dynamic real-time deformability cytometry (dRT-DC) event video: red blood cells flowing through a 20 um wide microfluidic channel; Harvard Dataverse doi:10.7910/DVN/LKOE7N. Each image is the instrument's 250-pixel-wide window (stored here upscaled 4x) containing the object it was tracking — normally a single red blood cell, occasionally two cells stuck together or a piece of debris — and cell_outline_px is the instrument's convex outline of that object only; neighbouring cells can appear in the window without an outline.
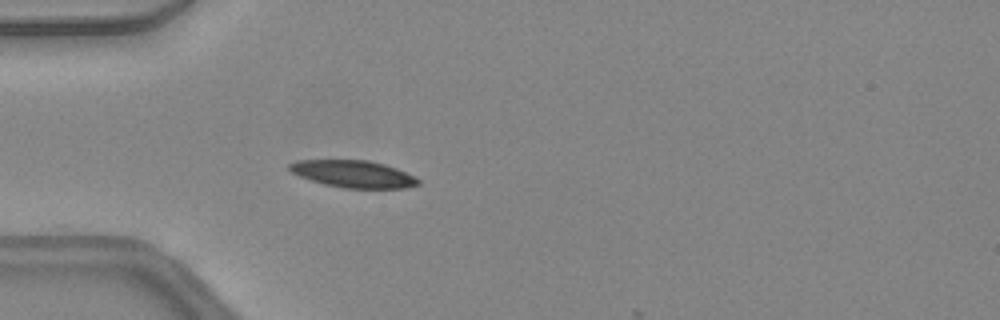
{"species": "common noctule bat (a hibernating species)", "species_latin": "Nyctalus noctula", "temperature_condition": "warm", "stored_images_in_passage": 27, "camera_frame_rate_fps": 3000, "um_per_image_px": 0.085, "animal": {"sex": "female", "body_mass_g": 24.6, "forearm_length_mm": 56.2}, "frame": {"image": 1, "passage_image": 1, "time_ms": 0.0, "image_size_px": [1000, 320], "cell_outline_px": [[420, 184], [404, 188], [344, 188], [324, 184], [300, 176], [292, 172], [288, 168], [288, 164], [296, 160], [368, 160], [384, 164], [396, 168], [420, 180]], "centroid_in_image_um": [30.01, 14.78], "position_along_channel_um": 55.0, "area_um2": 20.17}}
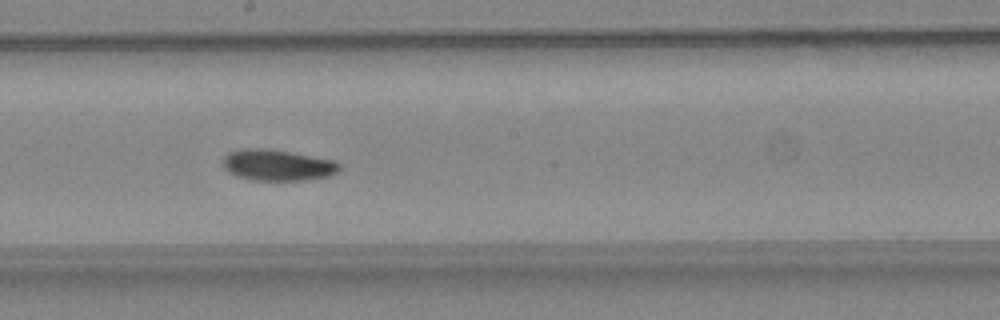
{"frame": {"image": 2, "passage_image": 13, "time_ms": 4.0, "image_size_px": [1000, 320], "cell_outline_px": [[340, 168], [332, 176], [304, 180], [256, 180], [236, 176], [228, 172], [224, 168], [224, 156], [228, 152], [244, 148], [264, 148], [292, 152], [336, 160], [340, 164]], "centroid_in_image_um": [23.61, 14.03], "position_along_channel_um": 224.6, "area_um2": 21.27}}
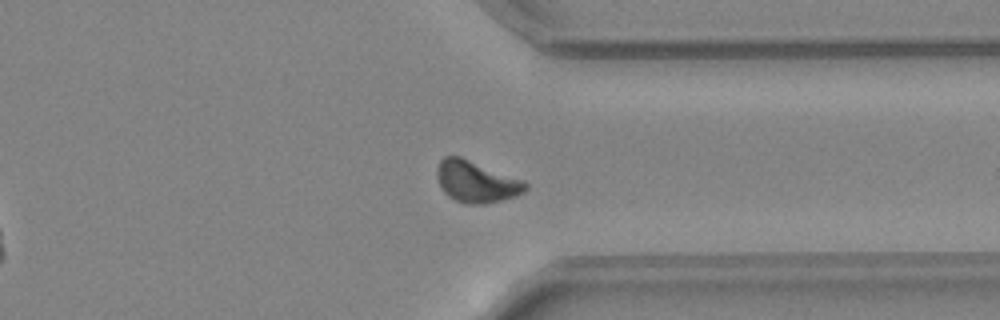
{"frame": {"image": 3, "passage_image": 23, "time_ms": 7.333, "image_size_px": [1000, 320], "cell_outline_px": [[528, 188], [524, 192], [516, 196], [500, 200], [480, 204], [464, 204], [448, 196], [444, 192], [436, 176], [436, 168], [440, 160], [444, 156], [460, 156], [524, 180], [528, 184]], "centroid_in_image_um": [40.48, 15.43], "position_along_channel_um": 370.9, "area_um2": 21.44}, "authors_computed_cell_mechanics": {"area_um2": 20.5768, "velocity_mm_per_s": 4.442, "shape_relaxation_time_tau1_ms": 4.9223, "shape_relaxation_time_tau2_ms": 7.5949, "deformation_change_tau1": 0.1463, "deformation_change_tau2": 0.1454}}